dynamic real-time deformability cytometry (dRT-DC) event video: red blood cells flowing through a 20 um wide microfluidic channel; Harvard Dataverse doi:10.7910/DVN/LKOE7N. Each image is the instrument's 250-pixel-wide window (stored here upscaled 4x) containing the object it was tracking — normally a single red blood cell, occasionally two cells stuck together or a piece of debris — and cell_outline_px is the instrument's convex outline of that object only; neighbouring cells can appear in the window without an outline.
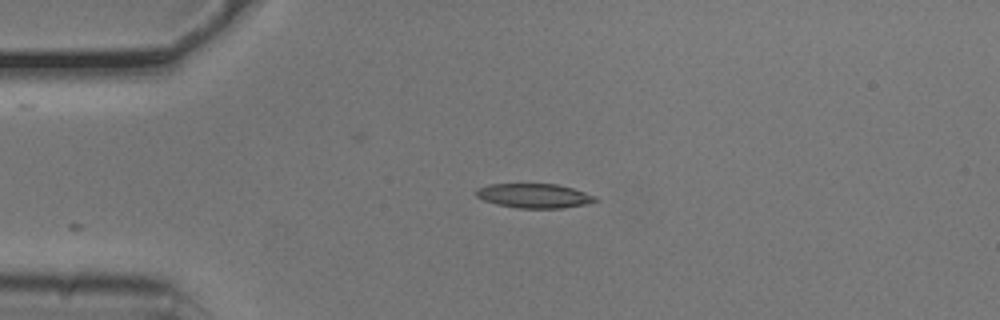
{"species": "common noctule bat (a hibernating species)", "species_latin": "Nyctalus noctula", "temperature_condition": "cold", "stored_images_in_passage": 24, "camera_frame_rate_fps": 3000, "um_per_image_px": 0.085, "animal": {"sex": "male", "body_mass_g": 20.5, "forearm_length_mm": 52.5}, "frame": {"image": 1, "passage_image": 1, "time_ms": 0.0, "image_size_px": [1000, 320], "cell_outline_px": [[600, 200], [588, 204], [564, 208], [516, 208], [496, 204], [484, 200], [476, 196], [476, 188], [488, 184], [556, 184], [572, 188], [596, 196]], "centroid_in_image_um": [45.42, 16.64], "position_along_channel_um": 39.6, "area_um2": 17.05}}
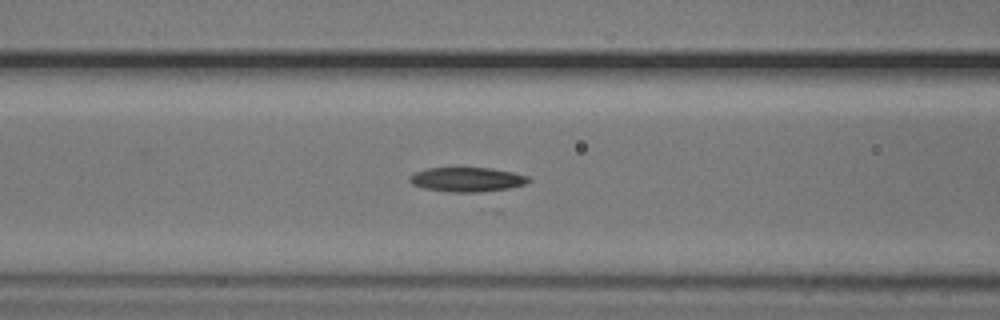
{"frame": {"image": 2, "passage_image": 10, "time_ms": 3.0, "image_size_px": [1000, 320], "cell_outline_px": [[532, 180], [524, 184], [508, 188], [480, 192], [448, 192], [424, 188], [412, 184], [408, 180], [408, 176], [416, 172], [428, 168], [492, 168], [512, 172], [528, 176]], "centroid_in_image_um": [39.68, 15.26], "position_along_channel_um": 126.9, "area_um2": 16.88}}
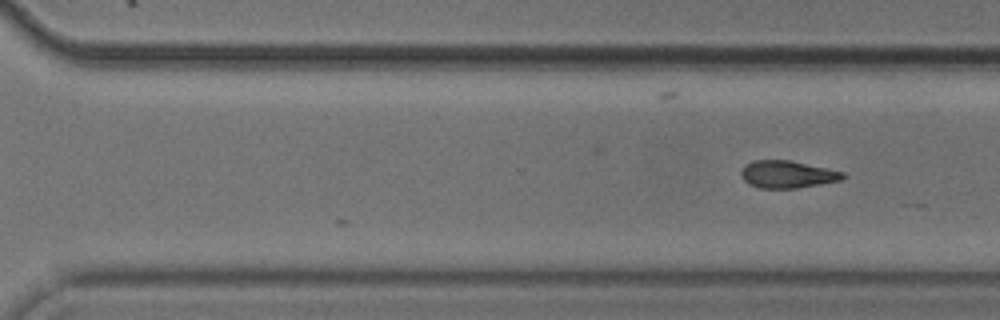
{"frame": {"image": 3, "passage_image": 24, "time_ms": 7.667, "image_size_px": [1000, 320], "cell_outline_px": [[848, 176], [840, 180], [820, 184], [796, 188], [760, 188], [748, 184], [744, 180], [740, 172], [752, 160], [788, 160], [844, 172]], "centroid_in_image_um": [66.93, 14.82], "position_along_channel_um": 303.7, "area_um2": 16.01}}